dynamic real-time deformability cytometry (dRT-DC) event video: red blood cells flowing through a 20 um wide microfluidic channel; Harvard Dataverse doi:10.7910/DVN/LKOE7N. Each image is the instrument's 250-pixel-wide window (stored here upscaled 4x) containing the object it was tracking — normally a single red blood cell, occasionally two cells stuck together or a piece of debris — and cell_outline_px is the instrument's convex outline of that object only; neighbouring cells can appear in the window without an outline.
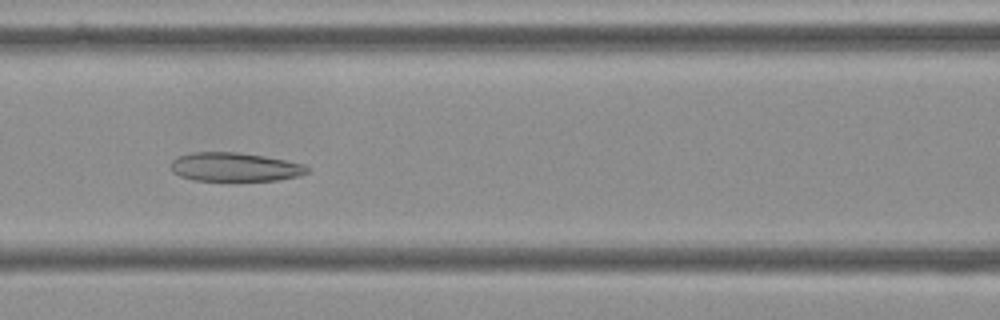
{"species": "Egyptian fruit bat (a non-hibernating species)", "species_latin": "Rousettus aegyptiacus", "temperature_condition": "cold", "stored_images_in_passage": 52, "camera_frame_rate_fps": 3000, "um_per_image_px": 0.085, "frame": {"image": 1, "passage_image": 24, "time_ms": 7.667, "image_size_px": [1000, 320], "cell_outline_px": [[312, 168], [308, 172], [300, 176], [276, 180], [192, 180], [180, 176], [172, 172], [168, 168], [168, 164], [176, 156], [192, 152], [236, 152], [264, 156], [304, 164]], "centroid_in_image_um": [19.91, 14.19], "position_along_channel_um": 146.7, "area_um2": 23.12}}
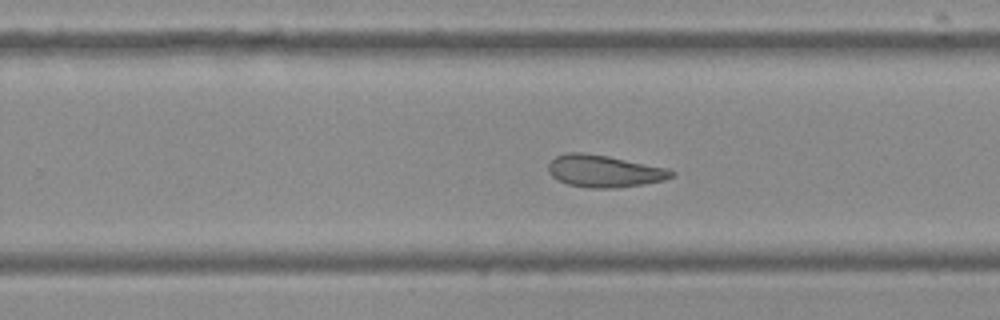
{"frame": {"image": 2, "passage_image": 35, "time_ms": 11.333, "image_size_px": [1000, 320], "cell_outline_px": [[676, 176], [664, 180], [644, 184], [616, 188], [588, 188], [568, 184], [552, 176], [548, 172], [548, 164], [556, 156], [568, 152], [580, 152], [608, 156], [668, 168], [676, 172]], "centroid_in_image_um": [51.39, 14.55], "position_along_channel_um": 278.4, "area_um2": 23.12}}
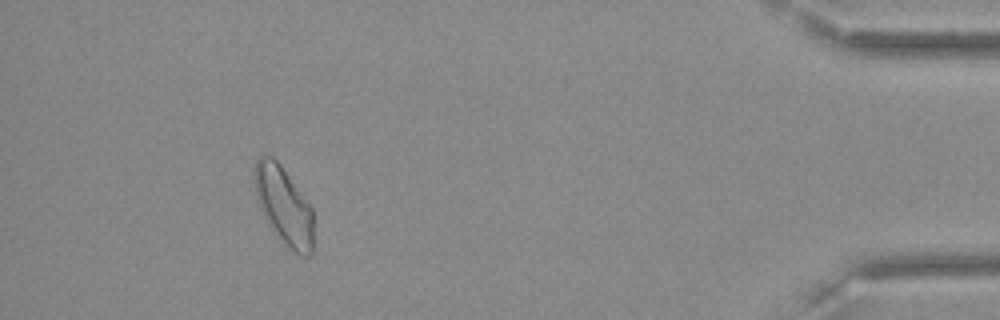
{"frame": {"image": 3, "passage_image": 51, "time_ms": 16.667, "image_size_px": [1000, 320], "cell_outline_px": [[312, 252], [308, 256], [300, 256], [288, 248], [276, 236], [264, 216], [260, 208], [256, 196], [252, 176], [252, 172], [256, 160], [260, 156], [272, 156], [280, 164], [312, 208]], "centroid_in_image_um": [24.08, 17.48], "position_along_channel_um": 411.1, "area_um2": 26.76}, "authors_computed_cell_mechanics": {"area_um2": 25.1141, "velocity_mm_per_s": 3.6066, "shape_relaxation_time_tau1_ms": null, "shape_relaxation_time_tau2_ms": 3.6939, "deformation_change_tau1": null, "deformation_change_tau2": 0.1153}}